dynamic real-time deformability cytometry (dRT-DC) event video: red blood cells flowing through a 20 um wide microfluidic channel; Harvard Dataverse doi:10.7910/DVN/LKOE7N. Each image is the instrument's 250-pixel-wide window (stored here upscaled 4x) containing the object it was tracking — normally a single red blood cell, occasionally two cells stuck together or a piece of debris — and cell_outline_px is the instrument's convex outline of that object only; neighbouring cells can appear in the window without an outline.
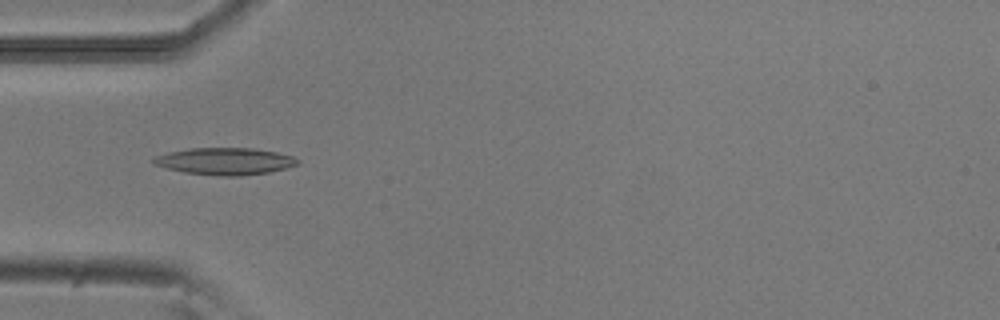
{"species": "common noctule bat (a hibernating species)", "species_latin": "Nyctalus noctula", "temperature_condition": "room temperature", "stored_images_in_passage": 39, "camera_frame_rate_fps": 3000, "um_per_image_px": 0.085, "animal": {"sex": "male", "body_mass_g": 20.5, "forearm_length_mm": 52.5}, "frame": {"image": 1, "passage_image": 3, "time_ms": 0.667, "image_size_px": [1000, 320], "cell_outline_px": [[300, 164], [268, 172], [240, 176], [224, 176], [184, 172], [164, 168], [152, 164], [152, 160], [156, 156], [168, 152], [188, 148], [252, 148], [276, 152], [292, 156], [300, 160]], "centroid_in_image_um": [19.1, 13.7], "position_along_channel_um": 65.9, "area_um2": 22.66}}
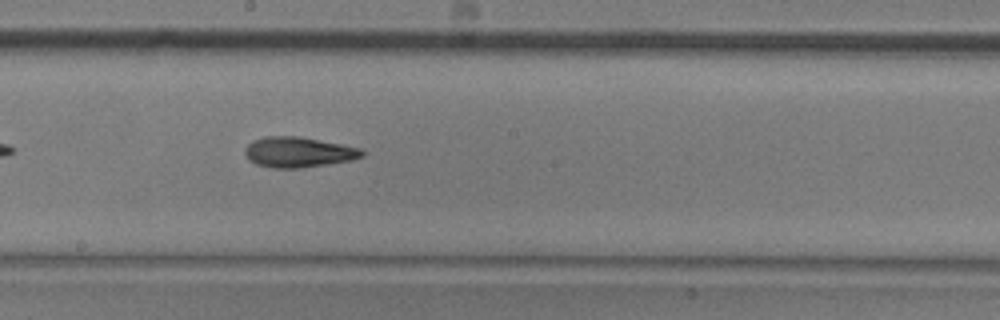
{"frame": {"image": 2, "passage_image": 15, "time_ms": 4.667, "image_size_px": [1000, 320], "cell_outline_px": [[364, 156], [352, 160], [328, 164], [300, 168], [272, 168], [256, 164], [248, 160], [244, 152], [244, 148], [252, 140], [264, 136], [300, 136], [360, 148], [364, 152]], "centroid_in_image_um": [25.33, 12.93], "position_along_channel_um": 222.9, "area_um2": 20.87}}
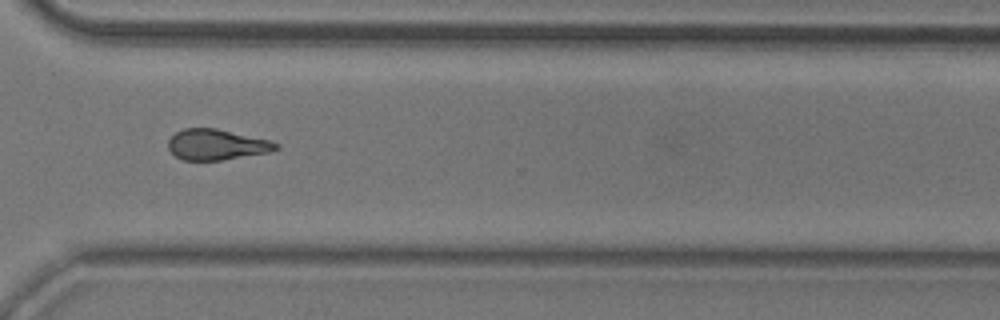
{"frame": {"image": 3, "passage_image": 25, "time_ms": 8.0, "image_size_px": [1000, 320], "cell_outline_px": [[280, 148], [268, 152], [220, 160], [184, 160], [176, 156], [168, 148], [168, 140], [176, 132], [184, 128], [216, 128], [268, 140], [280, 144]], "centroid_in_image_um": [18.39, 12.28], "position_along_channel_um": 352.2, "area_um2": 19.02}, "authors_computed_cell_mechanics": {"area_um2": 19.652, "velocity_mm_per_s": 3.8982, "shape_relaxation_time_tau1_ms": 4.9628, "shape_relaxation_time_tau2_ms": 4.6856, "deformation_change_tau1": 0.1726, "deformation_change_tau2": 0.1559}}